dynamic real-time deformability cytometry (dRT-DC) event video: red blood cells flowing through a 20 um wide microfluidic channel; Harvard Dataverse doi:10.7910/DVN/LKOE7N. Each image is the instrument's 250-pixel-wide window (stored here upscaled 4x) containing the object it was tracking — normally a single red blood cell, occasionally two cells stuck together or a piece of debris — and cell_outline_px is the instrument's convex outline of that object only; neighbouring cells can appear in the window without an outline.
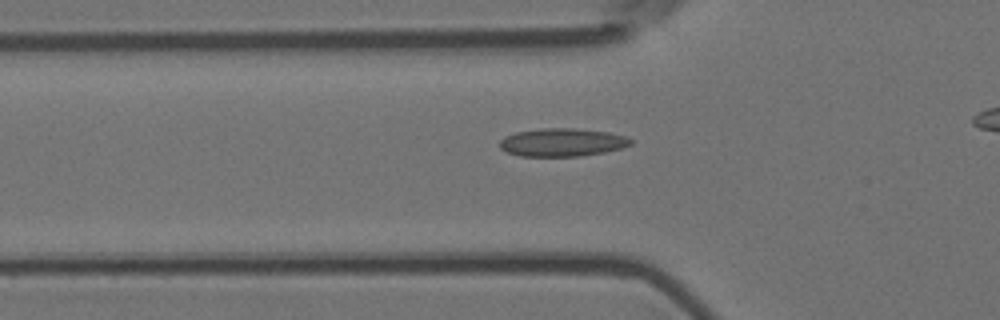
{"species": "Egyptian fruit bat (a non-hibernating species)", "species_latin": "Rousettus aegyptiacus", "temperature_condition": "room temperature", "stored_images_in_passage": 36, "camera_frame_rate_fps": 3000, "um_per_image_px": 0.085, "animal": {"sex": "female"}, "frame": {"image": 1, "passage_image": 9, "time_ms": 2.667, "image_size_px": [1000, 320], "cell_outline_px": [[632, 144], [620, 148], [604, 152], [580, 156], [520, 156], [504, 152], [500, 148], [500, 140], [504, 136], [516, 132], [540, 128], [572, 128], [608, 132], [628, 136], [632, 140]], "centroid_in_image_um": [47.76, 12.1], "position_along_channel_um": 78.0, "area_um2": 21.56}}
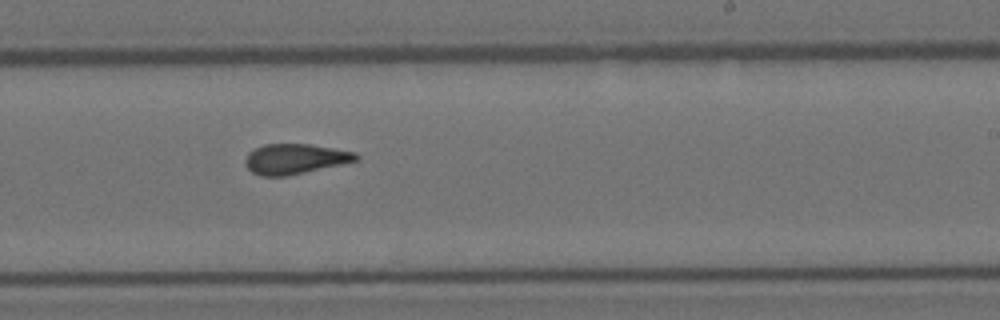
{"frame": {"image": 2, "passage_image": 24, "time_ms": 7.667, "image_size_px": [1000, 320], "cell_outline_px": [[360, 160], [288, 176], [260, 176], [252, 172], [244, 164], [244, 160], [248, 152], [264, 144], [312, 144], [356, 152], [360, 156]], "centroid_in_image_um": [25.09, 13.51], "position_along_channel_um": 263.9, "area_um2": 19.71}}
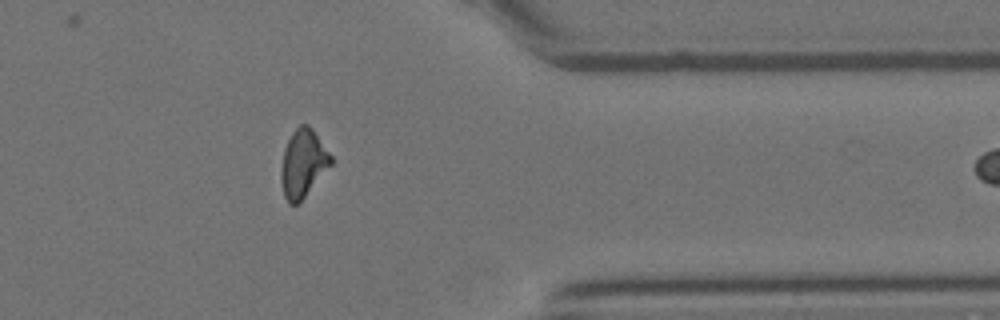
{"frame": {"image": 3, "passage_image": 35, "time_ms": 11.333, "image_size_px": [1000, 320], "cell_outline_px": [[332, 164], [300, 204], [288, 204], [284, 196], [280, 180], [280, 172], [284, 148], [292, 132], [300, 124], [308, 124], [312, 128], [332, 156]], "centroid_in_image_um": [25.75, 13.92], "position_along_channel_um": 385.6, "area_um2": 20.0}}